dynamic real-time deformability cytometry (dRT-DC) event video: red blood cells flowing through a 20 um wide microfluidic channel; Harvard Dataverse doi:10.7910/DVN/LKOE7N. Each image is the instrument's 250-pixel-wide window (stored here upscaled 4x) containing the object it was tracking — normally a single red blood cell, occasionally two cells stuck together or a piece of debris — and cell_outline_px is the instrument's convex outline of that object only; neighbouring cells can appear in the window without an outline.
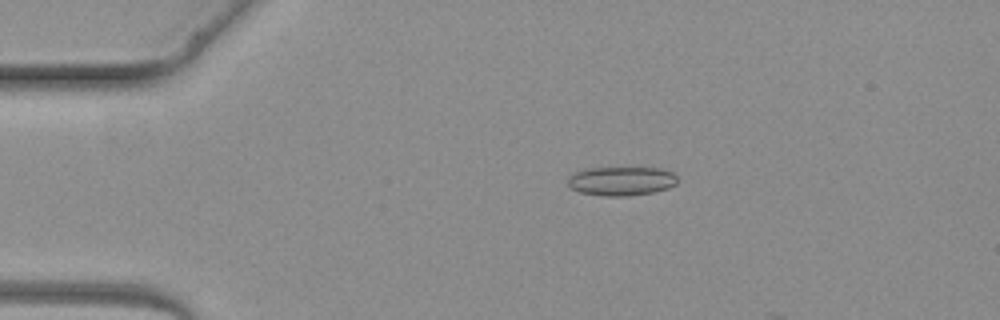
{"species": "common noctule bat (a hibernating species)", "species_latin": "Nyctalus noctula", "temperature_condition": "warm", "stored_images_in_passage": 4, "camera_frame_rate_fps": 3000, "um_per_image_px": 0.085, "animal": {"sex": "female", "body_mass_g": 19.3, "forearm_length_mm": 54.1}, "frame": {"image": 1, "passage_image": 3, "time_ms": 2.333, "image_size_px": [1000, 320], "cell_outline_px": [[676, 184], [668, 188], [652, 192], [628, 196], [604, 196], [580, 192], [572, 188], [568, 184], [568, 176], [584, 168], [660, 168], [672, 172], [676, 176]], "centroid_in_image_um": [52.8, 15.38], "position_along_channel_um": 32.2, "area_um2": 18.44}}